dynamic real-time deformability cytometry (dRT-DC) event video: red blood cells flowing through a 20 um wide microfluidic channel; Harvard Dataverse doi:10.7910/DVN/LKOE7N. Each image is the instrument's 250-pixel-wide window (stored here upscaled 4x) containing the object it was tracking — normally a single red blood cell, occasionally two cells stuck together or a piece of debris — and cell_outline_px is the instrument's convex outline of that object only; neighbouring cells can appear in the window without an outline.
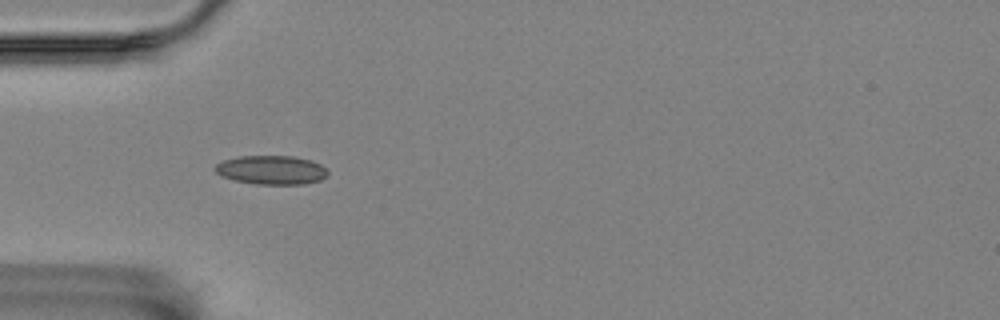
{"species": "Egyptian fruit bat (a non-hibernating species)", "species_latin": "Rousettus aegyptiacus", "temperature_condition": "room temperature", "stored_images_in_passage": 4, "camera_frame_rate_fps": 3000, "um_per_image_px": 0.085, "animal": {"sex": "female"}, "frame": {"image": 1, "passage_image": 1, "time_ms": 0.0, "image_size_px": [1000, 320], "cell_outline_px": [[328, 176], [320, 180], [304, 184], [256, 184], [236, 180], [220, 176], [212, 168], [216, 164], [224, 160], [240, 156], [292, 156], [312, 160], [320, 164], [328, 172]], "centroid_in_image_um": [23.06, 14.44], "position_along_channel_um": 61.9, "area_um2": 19.02}}
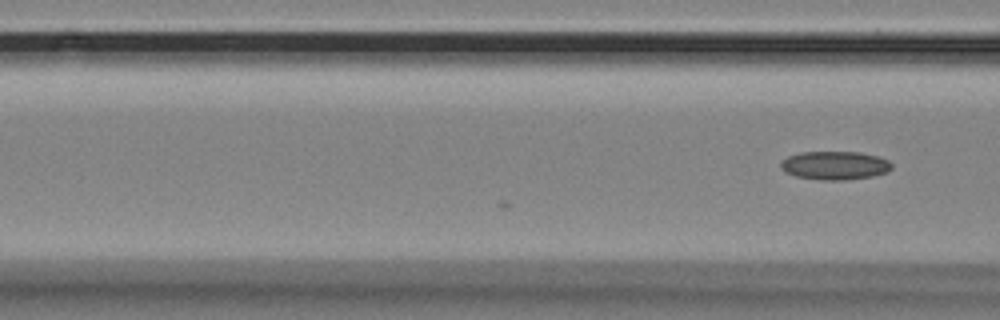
{"frame": {"image": 2, "passage_image": 4, "time_ms": 1.0, "image_size_px": [1000, 320], "cell_outline_px": [[892, 168], [888, 172], [872, 176], [848, 180], [820, 180], [796, 176], [784, 172], [780, 168], [780, 164], [788, 156], [800, 152], [860, 152], [876, 156], [888, 160], [892, 164]], "centroid_in_image_um": [70.96, 14.07], "position_along_channel_um": 95.6, "area_um2": 18.5}}